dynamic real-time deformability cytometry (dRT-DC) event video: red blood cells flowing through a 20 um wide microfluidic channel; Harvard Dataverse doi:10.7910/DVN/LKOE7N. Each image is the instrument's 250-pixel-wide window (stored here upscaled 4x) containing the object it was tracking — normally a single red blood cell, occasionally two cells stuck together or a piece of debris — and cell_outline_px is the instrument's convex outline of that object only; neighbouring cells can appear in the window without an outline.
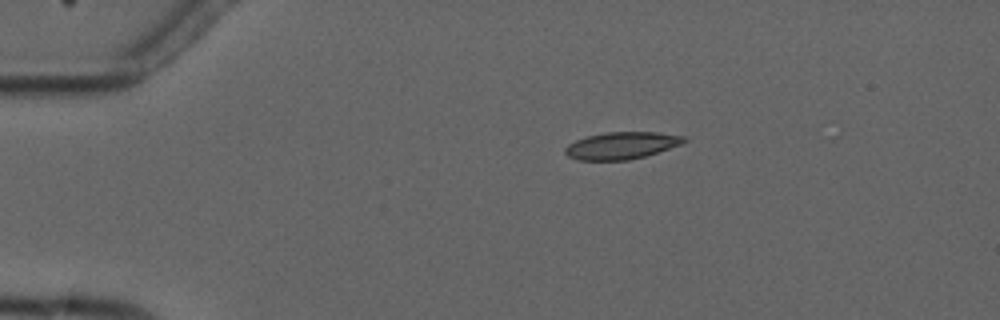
{"species": "common noctule bat (a hibernating species)", "species_latin": "Nyctalus noctula", "temperature_condition": "cold", "stored_images_in_passage": 4, "camera_frame_rate_fps": 3000, "um_per_image_px": 0.085, "animal": {"sex": "male", "forearm_length_mm": 52.5}, "frame": {"image": 1, "passage_image": 3, "time_ms": 3.333, "image_size_px": [1000, 320], "cell_outline_px": [[688, 140], [684, 144], [644, 156], [628, 160], [576, 160], [568, 156], [564, 152], [564, 148], [568, 144], [576, 140], [588, 136], [604, 132], [656, 132], [688, 136]], "centroid_in_image_um": [52.87, 12.36], "position_along_channel_um": 32.1, "area_um2": 18.96}}